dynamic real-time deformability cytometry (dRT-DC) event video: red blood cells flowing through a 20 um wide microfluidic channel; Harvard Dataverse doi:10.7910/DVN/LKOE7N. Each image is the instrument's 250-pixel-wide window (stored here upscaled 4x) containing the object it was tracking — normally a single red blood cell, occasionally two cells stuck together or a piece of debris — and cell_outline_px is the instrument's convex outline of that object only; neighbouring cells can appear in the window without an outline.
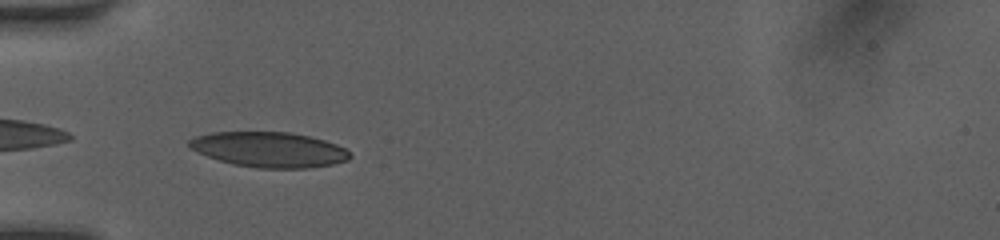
{"species": "human", "species_latin": "Homo sapiens", "temperature_condition": "room temperature", "stored_images_in_passage": 34, "camera_frame_rate_fps": 3000, "um_per_image_px": 0.085, "donor": {"sex": "female"}, "frame": {"image": 1, "passage_image": 1, "time_ms": 0.0, "image_size_px": [1000, 240], "cell_outline_px": [[352, 156], [348, 160], [332, 164], [304, 168], [256, 168], [232, 164], [208, 156], [188, 148], [188, 140], [196, 136], [212, 132], [288, 132], [308, 136], [324, 140], [336, 144], [344, 148]], "centroid_in_image_um": [22.84, 12.71], "position_along_channel_um": 62.2, "area_um2": 32.83}}
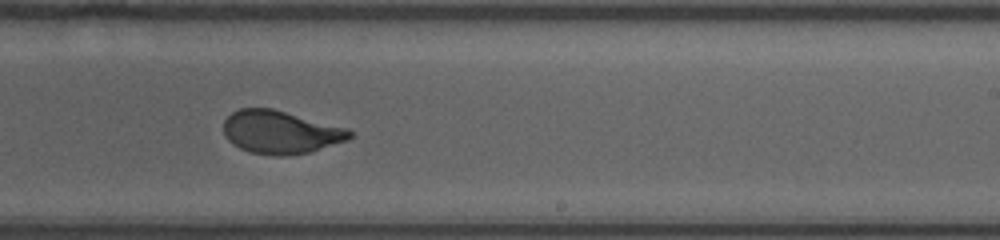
{"frame": {"image": 2, "passage_image": 16, "time_ms": 5.0, "image_size_px": [1000, 240], "cell_outline_px": [[352, 136], [348, 140], [312, 152], [284, 156], [276, 156], [248, 152], [232, 144], [224, 136], [224, 120], [232, 112], [240, 108], [272, 108], [348, 128], [352, 132]], "centroid_in_image_um": [23.84, 11.24], "position_along_channel_um": 265.2, "area_um2": 31.91}}
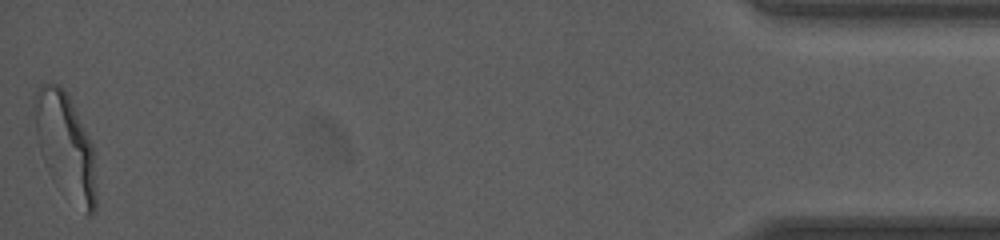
{"frame": {"image": 3, "passage_image": 34, "time_ms": 11.0, "image_size_px": [1000, 240], "cell_outline_px": [[96, 208], [92, 212], [88, 212], [36, 132], [36, 92], [40, 84], [60, 84], [68, 92], [92, 144], [96, 196]], "centroid_in_image_um": [5.67, 11.94], "position_along_channel_um": 429.5, "area_um2": 31.67}, "authors_computed_cell_mechanics": {"area_um2": 32.3969, "velocity_mm_per_s": 4.1655, "shape_relaxation_time_tau1_ms": 2.9553, "shape_relaxation_time_tau2_ms": null, "deformation_change_tau1": 0.1798, "deformation_change_tau2": null}}